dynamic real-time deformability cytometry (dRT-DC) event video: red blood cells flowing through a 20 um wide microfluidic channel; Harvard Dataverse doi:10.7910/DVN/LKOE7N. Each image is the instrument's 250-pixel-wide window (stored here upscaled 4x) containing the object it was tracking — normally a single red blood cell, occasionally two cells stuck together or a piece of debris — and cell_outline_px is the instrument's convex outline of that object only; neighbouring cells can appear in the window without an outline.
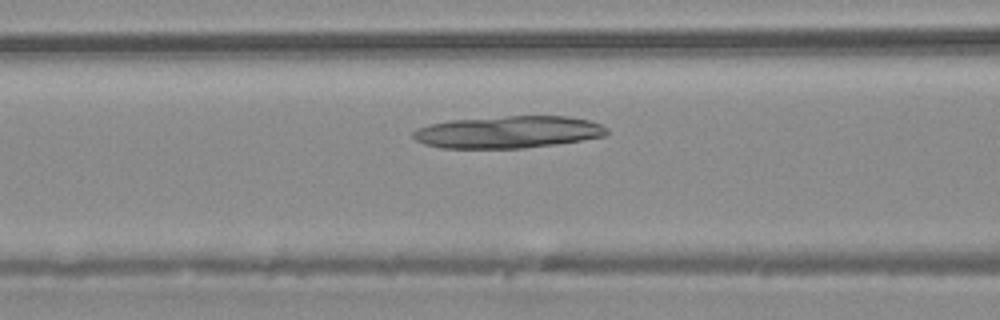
{"species": "common noctule bat (a hibernating species)", "species_latin": "Nyctalus noctula", "temperature_condition": "warm", "stored_images_in_passage": 32, "camera_frame_rate_fps": 3000, "um_per_image_px": 0.085, "animal": {"sex": "male", "body_mass_g": 20.4}, "frame": {"image": 1, "passage_image": 7, "time_ms": 2.0, "image_size_px": [1000, 320], "cell_outline_px": [[608, 132], [604, 136], [556, 144], [524, 148], [440, 148], [424, 144], [416, 140], [412, 136], [412, 132], [416, 128], [428, 124], [452, 120], [504, 116], [568, 116], [588, 120], [600, 124], [608, 128]], "centroid_in_image_um": [43.16, 11.22], "position_along_channel_um": 123.4, "area_um2": 36.36}}
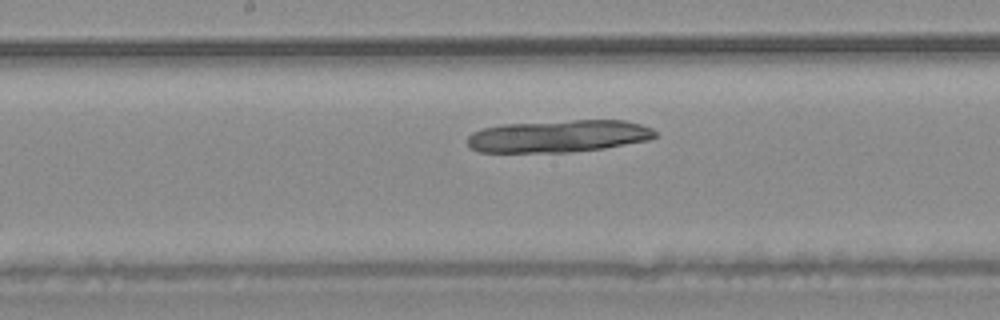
{"frame": {"image": 2, "passage_image": 12, "time_ms": 3.667, "image_size_px": [1000, 320], "cell_outline_px": [[656, 136], [648, 140], [604, 148], [572, 152], [480, 152], [472, 148], [468, 144], [468, 136], [472, 132], [484, 128], [504, 124], [572, 120], [624, 120], [640, 124], [652, 128], [656, 132]], "centroid_in_image_um": [47.49, 11.57], "position_along_channel_um": 200.7, "area_um2": 35.2}}
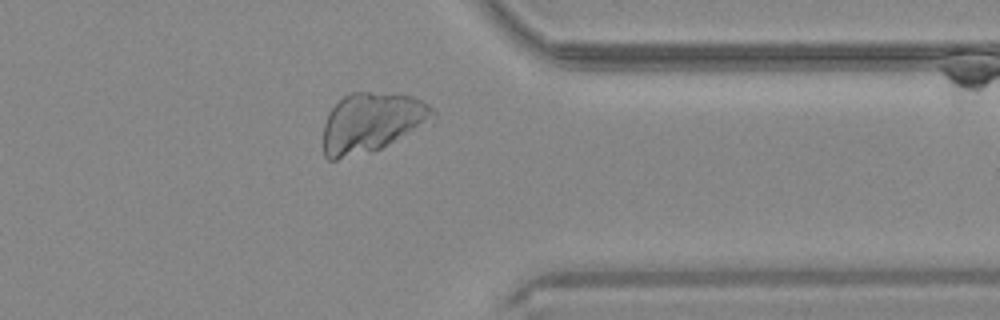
{"frame": {"image": 3, "passage_image": 24, "time_ms": 7.667, "image_size_px": [1000, 320], "cell_outline_px": [[436, 112], [412, 128], [380, 148], [336, 160], [328, 160], [324, 156], [324, 124], [328, 112], [344, 96], [352, 92], [368, 92], [412, 96], [428, 104]], "centroid_in_image_um": [31.45, 10.39], "position_along_channel_um": 379.9, "area_um2": 36.3}}